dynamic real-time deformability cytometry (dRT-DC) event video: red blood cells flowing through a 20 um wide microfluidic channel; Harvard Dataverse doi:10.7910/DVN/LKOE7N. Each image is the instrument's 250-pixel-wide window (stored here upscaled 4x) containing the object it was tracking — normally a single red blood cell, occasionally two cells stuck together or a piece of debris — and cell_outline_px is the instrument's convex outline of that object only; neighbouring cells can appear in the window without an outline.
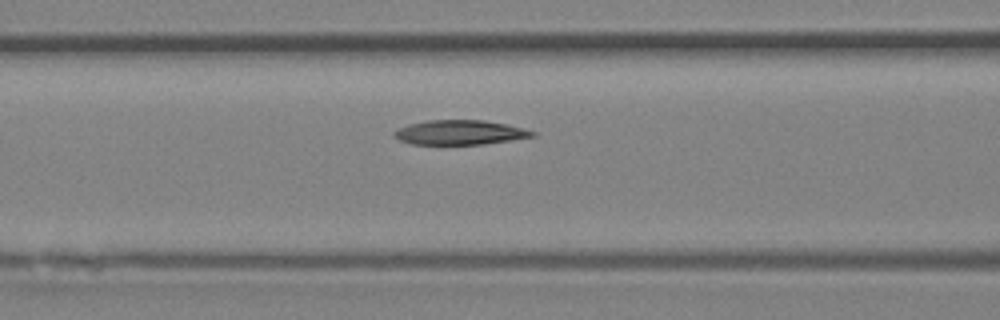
{"species": "Egyptian fruit bat (a non-hibernating species)", "species_latin": "Rousettus aegyptiacus", "temperature_condition": "room temperature", "stored_images_in_passage": 10, "camera_frame_rate_fps": 3000, "um_per_image_px": 0.085, "animal": {"sex": "female"}, "frame": {"image": 1, "passage_image": 6, "time_ms": 1.667, "image_size_px": [1000, 320], "cell_outline_px": [[536, 136], [512, 140], [484, 144], [412, 144], [400, 140], [392, 136], [392, 132], [408, 124], [428, 120], [484, 120], [504, 124], [536, 132]], "centroid_in_image_um": [39.06, 11.26], "position_along_channel_um": 127.5, "area_um2": 19.65}}
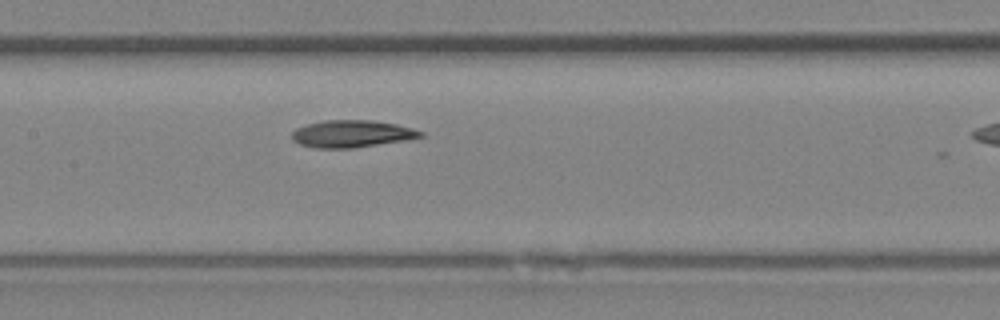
{"frame": {"image": 2, "passage_image": 9, "time_ms": 2.667, "image_size_px": [1000, 320], "cell_outline_px": [[424, 136], [408, 140], [352, 148], [316, 148], [300, 144], [292, 140], [292, 132], [296, 128], [308, 124], [324, 120], [368, 120], [396, 124], [412, 128], [424, 132]], "centroid_in_image_um": [29.92, 11.37], "position_along_channel_um": 177.5, "area_um2": 20.35}}